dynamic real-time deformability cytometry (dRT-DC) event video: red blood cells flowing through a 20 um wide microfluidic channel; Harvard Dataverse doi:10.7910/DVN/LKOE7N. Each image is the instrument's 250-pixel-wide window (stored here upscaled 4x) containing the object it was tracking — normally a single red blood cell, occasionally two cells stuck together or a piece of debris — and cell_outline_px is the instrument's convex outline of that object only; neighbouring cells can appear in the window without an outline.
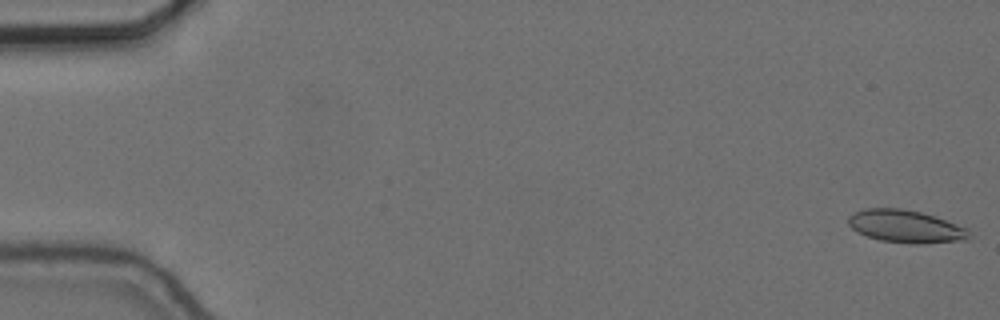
{"species": "common noctule bat (a hibernating species)", "species_latin": "Nyctalus noctula", "temperature_condition": "cold", "stored_images_in_passage": 22, "camera_frame_rate_fps": 3000, "um_per_image_px": 0.085, "animal": {"sex": "female", "body_mass_g": 24.6, "forearm_length_mm": 56.2}, "frame": {"image": 1, "passage_image": 1, "time_ms": 0.0, "image_size_px": [1000, 320], "cell_outline_px": [[972, 236], [968, 240], [916, 244], [912, 244], [880, 240], [856, 232], [848, 224], [848, 216], [864, 208], [900, 208], [920, 212], [968, 228]], "centroid_in_image_um": [76.99, 19.25], "position_along_channel_um": 8.0, "area_um2": 22.95}}
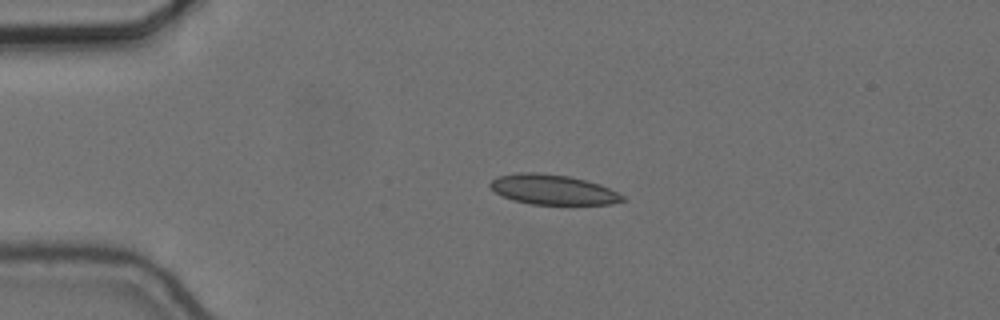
{"frame": {"image": 2, "passage_image": 13, "time_ms": 4.0, "image_size_px": [1000, 320], "cell_outline_px": [[628, 200], [612, 204], [532, 204], [516, 200], [504, 196], [496, 192], [488, 184], [496, 176], [520, 172], [536, 172], [568, 176], [600, 184], [624, 196]], "centroid_in_image_um": [47.01, 16.11], "position_along_channel_um": 38.0, "area_um2": 22.89}}
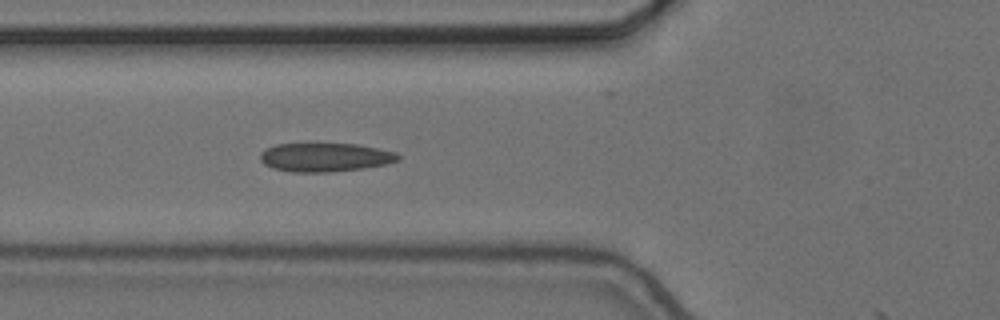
{"frame": {"image": 3, "passage_image": 21, "time_ms": 6.667, "image_size_px": [1000, 320], "cell_outline_px": [[400, 160], [388, 164], [364, 168], [328, 172], [292, 172], [272, 168], [264, 164], [260, 160], [260, 152], [276, 144], [316, 140], [360, 144], [396, 152], [400, 156]], "centroid_in_image_um": [27.63, 13.31], "position_along_channel_um": 98.2, "area_um2": 24.39}}